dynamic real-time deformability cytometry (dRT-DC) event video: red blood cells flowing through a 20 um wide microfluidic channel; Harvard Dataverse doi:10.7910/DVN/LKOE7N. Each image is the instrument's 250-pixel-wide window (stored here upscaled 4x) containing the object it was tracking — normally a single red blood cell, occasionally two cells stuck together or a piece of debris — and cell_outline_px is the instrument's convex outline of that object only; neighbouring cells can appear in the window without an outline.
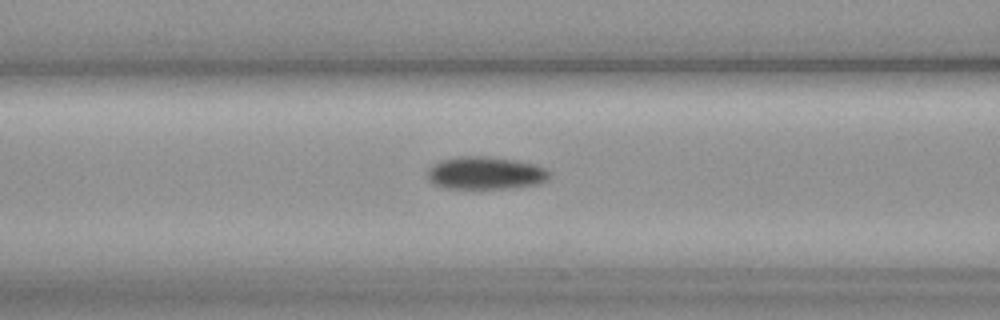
{"species": "common noctule bat (a hibernating species)", "species_latin": "Nyctalus noctula", "temperature_condition": "cold", "stored_images_in_passage": 57, "camera_frame_rate_fps": 3000, "um_per_image_px": 0.085, "animal": {"sex": "female", "body_mass_g": 19.3, "forearm_length_mm": 54.1}, "frame": {"image": 1, "passage_image": 23, "time_ms": 7.333, "image_size_px": [1000, 320], "cell_outline_px": [[552, 172], [548, 180], [540, 184], [512, 188], [444, 188], [432, 184], [428, 180], [428, 168], [440, 160], [460, 156], [484, 156], [516, 160], [536, 164]], "centroid_in_image_um": [41.29, 14.71], "position_along_channel_um": 125.3, "area_um2": 23.52}}
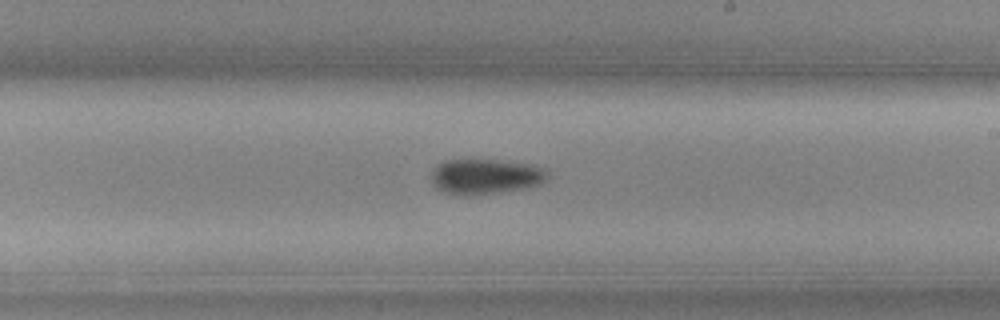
{"frame": {"image": 2, "passage_image": 33, "time_ms": 10.667, "image_size_px": [1000, 320], "cell_outline_px": [[548, 176], [540, 184], [524, 188], [472, 196], [456, 196], [444, 192], [436, 188], [432, 184], [432, 172], [436, 164], [444, 160], [496, 160], [532, 164], [544, 168], [548, 172]], "centroid_in_image_um": [41.22, 15.01], "position_along_channel_um": 247.8, "area_um2": 24.1}}
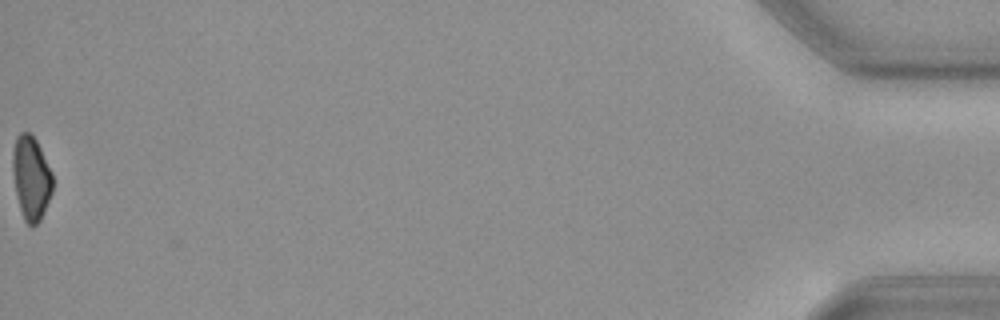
{"frame": {"image": 3, "passage_image": 57, "time_ms": 18.667, "image_size_px": [1000, 320], "cell_outline_px": [[52, 192], [44, 212], [40, 220], [32, 228], [24, 220], [16, 196], [12, 172], [12, 152], [16, 136], [20, 132], [28, 132], [36, 140], [52, 172]], "centroid_in_image_um": [2.63, 15.13], "position_along_channel_um": 432.6, "area_um2": 19.59}}